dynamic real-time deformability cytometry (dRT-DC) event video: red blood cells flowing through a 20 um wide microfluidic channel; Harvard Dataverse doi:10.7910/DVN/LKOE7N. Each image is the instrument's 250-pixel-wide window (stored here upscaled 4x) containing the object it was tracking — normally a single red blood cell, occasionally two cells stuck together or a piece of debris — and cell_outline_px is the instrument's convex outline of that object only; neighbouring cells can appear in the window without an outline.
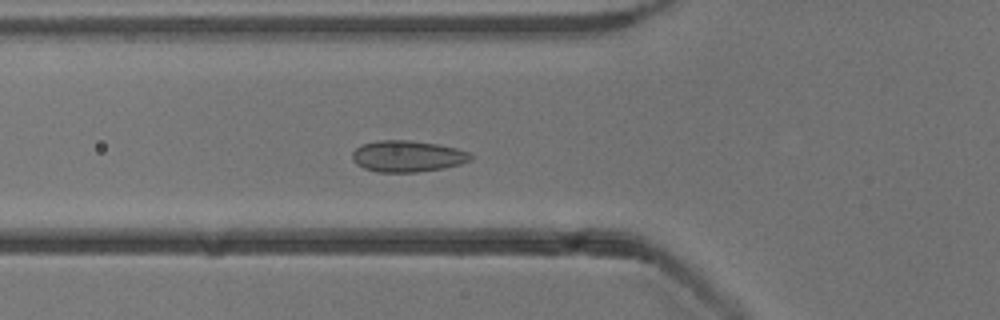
{"species": "common noctule bat (a hibernating species)", "species_latin": "Nyctalus noctula", "temperature_condition": "cold", "stored_images_in_passage": 54, "camera_frame_rate_fps": 3000, "um_per_image_px": 0.085, "animal": {"sex": "male", "body_mass_g": 13.3}, "frame": {"image": 1, "passage_image": 20, "time_ms": 6.333, "image_size_px": [1000, 320], "cell_outline_px": [[472, 160], [460, 164], [444, 168], [416, 172], [376, 172], [364, 168], [356, 164], [352, 160], [352, 152], [360, 144], [376, 140], [408, 140], [436, 144], [456, 148], [468, 152], [472, 156]], "centroid_in_image_um": [34.6, 13.28], "position_along_channel_um": 91.2, "area_um2": 21.73}}
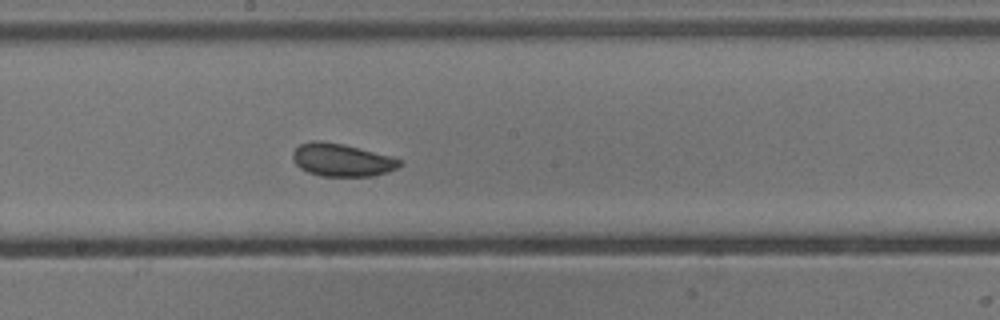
{"frame": {"image": 2, "passage_image": 30, "time_ms": 9.667, "image_size_px": [1000, 320], "cell_outline_px": [[404, 164], [388, 172], [372, 176], [320, 176], [308, 172], [300, 168], [292, 160], [292, 152], [300, 144], [312, 140], [320, 140], [344, 144], [392, 156], [404, 160]], "centroid_in_image_um": [29.07, 13.59], "position_along_channel_um": 219.1, "area_um2": 20.75}}
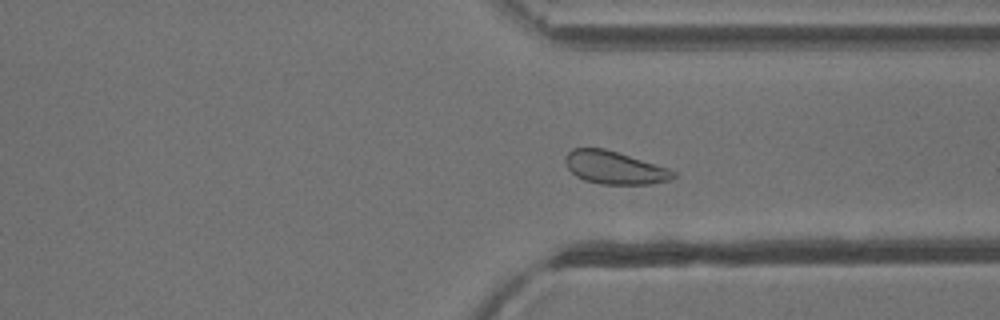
{"frame": {"image": 3, "passage_image": 41, "time_ms": 13.333, "image_size_px": [1000, 320], "cell_outline_px": [[676, 176], [668, 180], [648, 184], [600, 184], [584, 180], [576, 176], [568, 168], [564, 160], [564, 156], [572, 148], [604, 148], [668, 168], [676, 172]], "centroid_in_image_um": [52.2, 14.25], "position_along_channel_um": 359.2, "area_um2": 20.52}}